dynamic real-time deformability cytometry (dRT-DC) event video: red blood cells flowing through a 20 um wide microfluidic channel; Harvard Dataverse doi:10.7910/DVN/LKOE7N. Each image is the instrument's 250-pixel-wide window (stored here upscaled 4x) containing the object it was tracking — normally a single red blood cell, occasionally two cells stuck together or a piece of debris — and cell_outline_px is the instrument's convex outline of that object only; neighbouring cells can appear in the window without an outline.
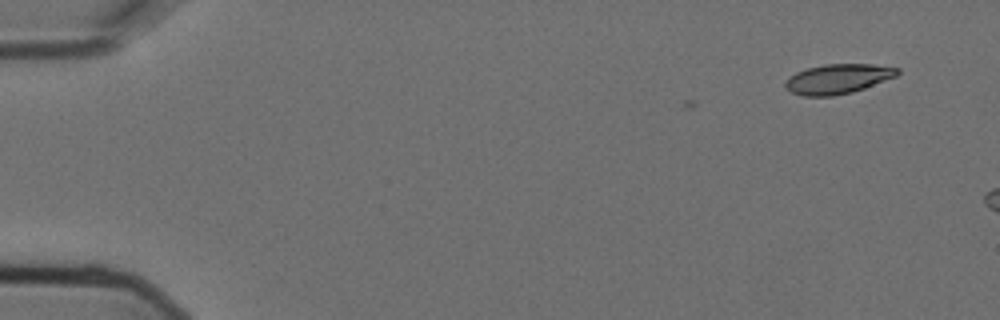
{"species": "Egyptian fruit bat (a non-hibernating species)", "species_latin": "Rousettus aegyptiacus", "temperature_condition": "cold", "stored_images_in_passage": 4, "camera_frame_rate_fps": 3000, "um_per_image_px": 0.085, "animal": {"sex": "female"}, "frame": {"image": 1, "passage_image": 2, "time_ms": 0.333, "image_size_px": [1000, 320], "cell_outline_px": [[900, 72], [896, 76], [864, 88], [852, 92], [832, 96], [804, 96], [792, 92], [784, 84], [796, 72], [808, 68], [824, 64], [872, 64], [900, 68]], "centroid_in_image_um": [71.26, 6.7], "position_along_channel_um": 13.7, "area_um2": 19.13}}